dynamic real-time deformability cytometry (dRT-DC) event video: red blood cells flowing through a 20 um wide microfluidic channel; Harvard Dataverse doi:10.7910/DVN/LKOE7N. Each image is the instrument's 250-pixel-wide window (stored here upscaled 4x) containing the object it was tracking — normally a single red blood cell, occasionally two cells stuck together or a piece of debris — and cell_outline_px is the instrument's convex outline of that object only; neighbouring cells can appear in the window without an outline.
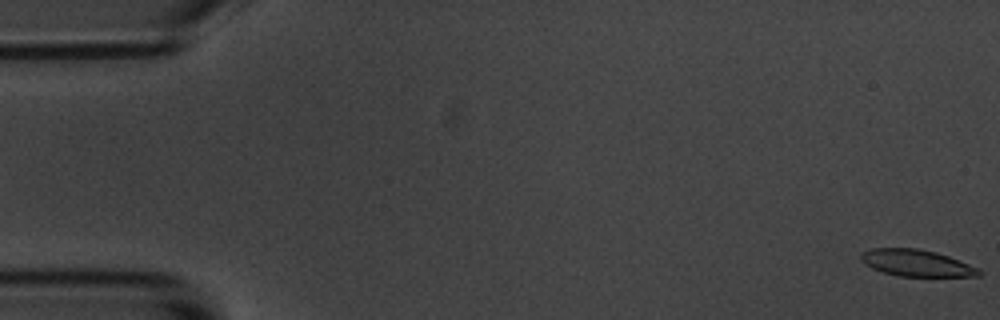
{"species": "common noctule bat (a hibernating species)", "species_latin": "Nyctalus noctula", "temperature_condition": "room temperature", "stored_images_in_passage": 5, "camera_frame_rate_fps": 3000, "um_per_image_px": 0.085, "animal": {"sex": "male", "body_mass_g": 20.1, "forearm_length_mm": 53.5}, "frame": {"image": 1, "passage_image": 1, "time_ms": 0.0, "image_size_px": [1000, 320], "cell_outline_px": [[984, 272], [980, 276], [896, 276], [872, 268], [864, 264], [860, 260], [860, 252], [872, 248], [920, 248], [936, 252], [948, 256], [980, 268]], "centroid_in_image_um": [77.9, 22.35], "position_along_channel_um": 7.1, "area_um2": 18.55}}
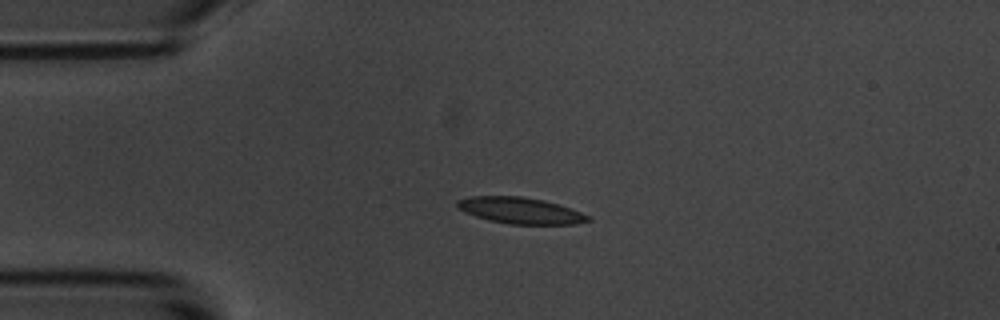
{"frame": {"image": 2, "passage_image": 4, "time_ms": 4.333, "image_size_px": [1000, 320], "cell_outline_px": [[592, 220], [576, 224], [508, 224], [488, 220], [464, 212], [456, 208], [456, 200], [472, 196], [524, 196], [544, 200], [580, 212], [588, 216]], "centroid_in_image_um": [44.17, 17.89], "position_along_channel_um": 40.8, "area_um2": 20.0}}